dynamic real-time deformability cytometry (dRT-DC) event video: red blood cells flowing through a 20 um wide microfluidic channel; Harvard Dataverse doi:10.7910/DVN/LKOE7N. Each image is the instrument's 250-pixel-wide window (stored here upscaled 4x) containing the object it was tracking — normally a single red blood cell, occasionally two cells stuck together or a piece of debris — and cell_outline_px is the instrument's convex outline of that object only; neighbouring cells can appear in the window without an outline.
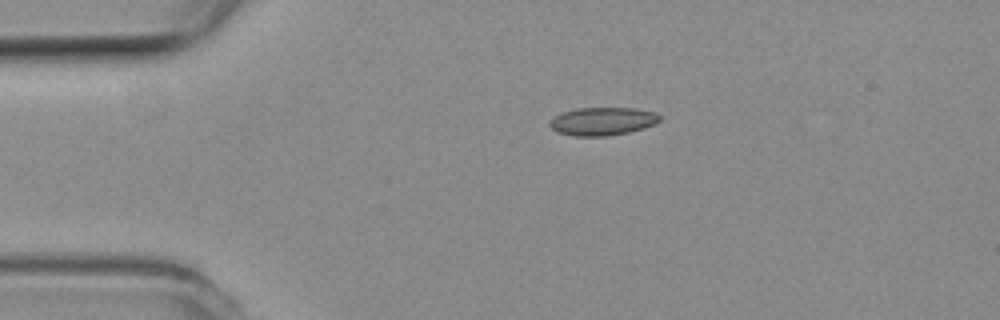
{"species": "common noctule bat (a hibernating species)", "species_latin": "Nyctalus noctula", "temperature_condition": "room temperature", "stored_images_in_passage": 4, "camera_frame_rate_fps": 3000, "um_per_image_px": 0.085, "animal": {"sex": "female", "body_mass_g": 19.3, "forearm_length_mm": 54.1}, "frame": {"image": 1, "passage_image": 4, "time_ms": 1.0, "image_size_px": [1000, 320], "cell_outline_px": [[660, 120], [644, 128], [628, 132], [608, 136], [572, 136], [556, 132], [548, 124], [560, 112], [576, 108], [636, 108], [656, 112], [660, 116]], "centroid_in_image_um": [51.2, 10.31], "position_along_channel_um": 33.8, "area_um2": 18.03}}